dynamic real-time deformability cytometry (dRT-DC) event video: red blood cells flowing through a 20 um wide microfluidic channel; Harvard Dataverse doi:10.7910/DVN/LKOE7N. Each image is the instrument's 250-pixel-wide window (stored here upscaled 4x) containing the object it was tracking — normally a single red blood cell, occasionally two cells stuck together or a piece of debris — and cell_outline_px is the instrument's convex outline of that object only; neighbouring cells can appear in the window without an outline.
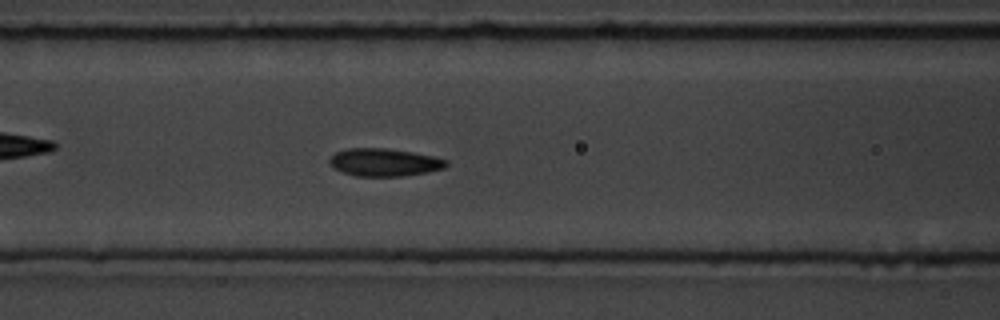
{"species": "common noctule bat (a hibernating species)", "species_latin": "Nyctalus noctula", "temperature_condition": "room temperature", "stored_images_in_passage": 41, "camera_frame_rate_fps": 3000, "um_per_image_px": 0.085, "animal": {"sex": "male", "body_mass_g": 19.5, "forearm_length_mm": 54.6}, "frame": {"image": 1, "passage_image": 24, "time_ms": 7.667, "image_size_px": [1000, 320], "cell_outline_px": [[448, 164], [444, 168], [428, 172], [404, 176], [356, 176], [332, 168], [328, 164], [328, 160], [336, 152], [348, 148], [384, 148], [412, 152], [432, 156], [448, 160]], "centroid_in_image_um": [32.65, 13.8], "position_along_channel_um": 134.0, "area_um2": 18.9}}